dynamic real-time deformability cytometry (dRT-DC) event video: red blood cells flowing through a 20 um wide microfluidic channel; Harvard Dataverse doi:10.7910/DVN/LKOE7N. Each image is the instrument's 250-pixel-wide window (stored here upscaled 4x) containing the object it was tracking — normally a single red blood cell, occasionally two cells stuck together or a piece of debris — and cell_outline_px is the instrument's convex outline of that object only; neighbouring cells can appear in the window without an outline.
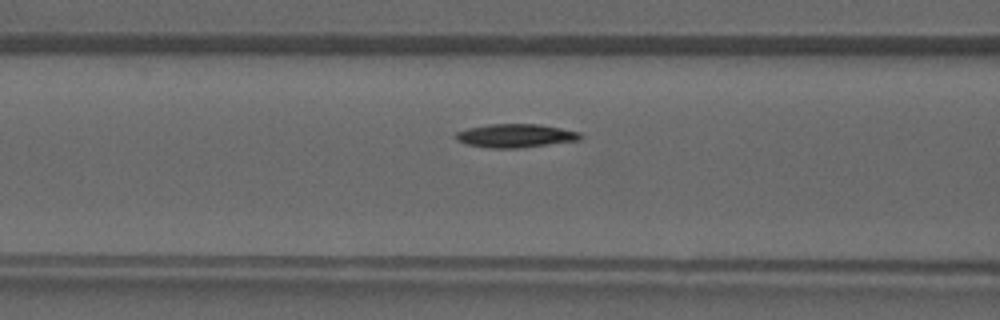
{"species": "common noctule bat (a hibernating species)", "species_latin": "Nyctalus noctula", "temperature_condition": "warm", "stored_images_in_passage": 37, "camera_frame_rate_fps": 3000, "um_per_image_px": 0.085, "animal": {"sex": "male", "forearm_length_mm": 52.5}, "frame": {"image": 1, "passage_image": 13, "time_ms": 4.0, "image_size_px": [1000, 320], "cell_outline_px": [[584, 136], [580, 140], [520, 148], [488, 148], [464, 144], [456, 140], [456, 132], [468, 128], [488, 124], [536, 124], [560, 128], [580, 132]], "centroid_in_image_um": [43.81, 11.54], "position_along_channel_um": 122.8, "area_um2": 17.17}}
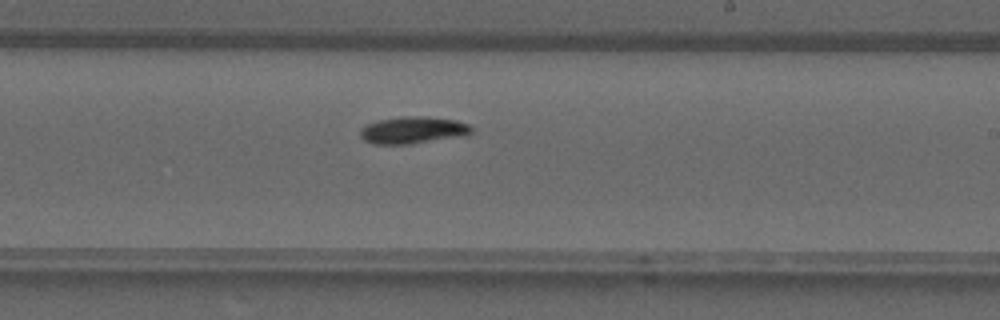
{"frame": {"image": 2, "passage_image": 21, "time_ms": 6.667, "image_size_px": [1000, 320], "cell_outline_px": [[472, 132], [468, 136], [408, 144], [372, 144], [364, 140], [360, 136], [360, 128], [368, 124], [380, 120], [400, 116], [424, 116], [456, 120], [468, 124], [472, 128]], "centroid_in_image_um": [35.13, 11.06], "position_along_channel_um": 253.9, "area_um2": 17.69}}
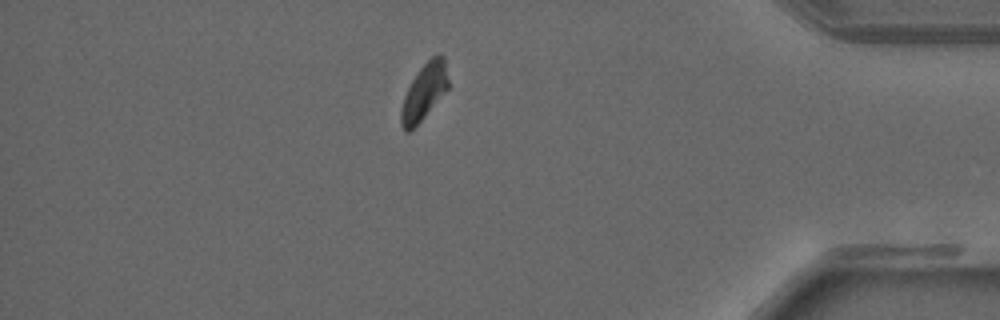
{"frame": {"image": 3, "passage_image": 32, "time_ms": 10.333, "image_size_px": [1000, 320], "cell_outline_px": [[448, 88], [420, 120], [408, 132], [404, 132], [400, 124], [400, 108], [404, 96], [412, 80], [420, 68], [432, 56], [440, 52], [444, 56], [448, 80]], "centroid_in_image_um": [36.03, 7.78], "position_along_channel_um": 399.2, "area_um2": 15.14}}